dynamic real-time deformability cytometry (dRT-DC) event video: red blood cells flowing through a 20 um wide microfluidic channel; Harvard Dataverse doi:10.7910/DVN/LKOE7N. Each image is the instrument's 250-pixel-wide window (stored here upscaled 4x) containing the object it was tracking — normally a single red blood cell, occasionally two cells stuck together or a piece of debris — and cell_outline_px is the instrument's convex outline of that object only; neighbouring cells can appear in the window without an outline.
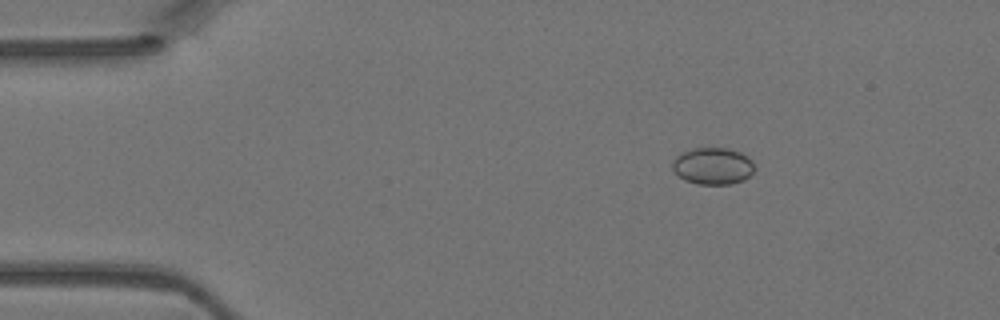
{"species": "Egyptian fruit bat (a non-hibernating species)", "species_latin": "Rousettus aegyptiacus", "temperature_condition": "warm", "stored_images_in_passage": 6, "camera_frame_rate_fps": 3000, "um_per_image_px": 0.085, "animal": {"sex": "female"}, "frame": {"image": 1, "passage_image": 1, "time_ms": 0.0, "image_size_px": [1000, 320], "cell_outline_px": [[756, 168], [744, 180], [732, 184], [696, 184], [684, 180], [672, 168], [672, 160], [680, 152], [692, 148], [728, 148], [740, 152], [748, 156], [752, 160]], "centroid_in_image_um": [60.59, 14.1], "position_along_channel_um": 24.4, "area_um2": 17.86}}